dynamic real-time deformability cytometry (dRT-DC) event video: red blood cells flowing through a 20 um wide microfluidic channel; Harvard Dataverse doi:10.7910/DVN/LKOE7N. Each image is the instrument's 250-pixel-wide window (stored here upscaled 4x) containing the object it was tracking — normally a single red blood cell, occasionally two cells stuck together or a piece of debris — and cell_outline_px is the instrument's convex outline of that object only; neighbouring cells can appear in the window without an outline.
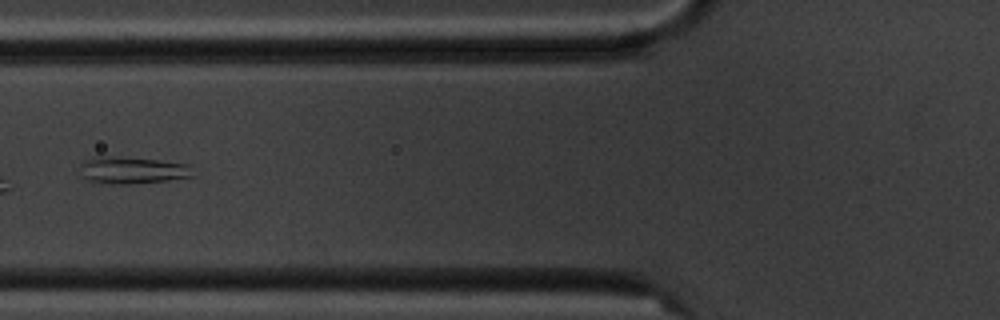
{"species": "common noctule bat (a hibernating species)", "species_latin": "Nyctalus noctula", "temperature_condition": "cold", "stored_images_in_passage": 5, "camera_frame_rate_fps": 3000, "um_per_image_px": 0.085, "animal": {"sex": "male", "body_mass_g": 20.1, "forearm_length_mm": 53.5}, "frame": {"image": 1, "passage_image": 5, "time_ms": 4.667, "image_size_px": [1000, 320], "cell_outline_px": [[196, 176], [168, 180], [132, 184], [112, 184], [84, 180], [80, 164], [84, 160], [92, 156], [104, 156], [156, 160], [188, 164]], "centroid_in_image_um": [11.22, 14.48], "position_along_channel_um": 114.6, "area_um2": 17.74}}